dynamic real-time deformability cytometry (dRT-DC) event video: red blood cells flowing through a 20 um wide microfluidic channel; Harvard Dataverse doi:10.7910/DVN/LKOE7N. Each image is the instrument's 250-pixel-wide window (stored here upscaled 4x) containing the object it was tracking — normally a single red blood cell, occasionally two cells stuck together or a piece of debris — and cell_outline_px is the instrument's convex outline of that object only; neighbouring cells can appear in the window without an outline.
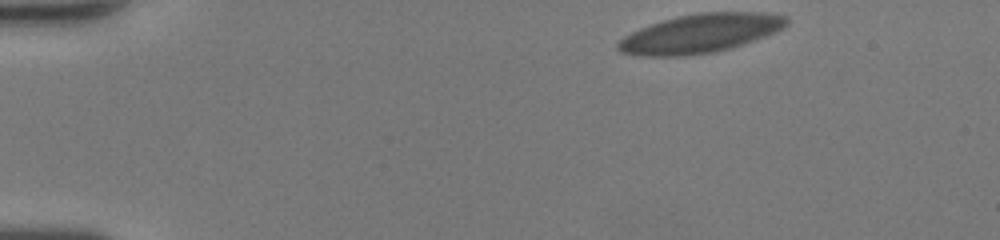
{"species": "human", "species_latin": "Homo sapiens", "temperature_condition": "room temperature", "stored_images_in_passage": 46, "camera_frame_rate_fps": 3000, "um_per_image_px": 0.085, "donor": {"sex": "female"}, "frame": {"image": 1, "passage_image": 1, "time_ms": 0.0, "image_size_px": [1000, 240], "cell_outline_px": [[788, 24], [784, 28], [776, 32], [744, 44], [732, 48], [716, 52], [684, 56], [640, 56], [620, 52], [616, 48], [616, 44], [624, 36], [640, 28], [676, 16], [700, 12], [768, 12], [788, 16]], "centroid_in_image_um": [59.56, 2.84], "position_along_channel_um": 25.4, "area_um2": 38.49}}
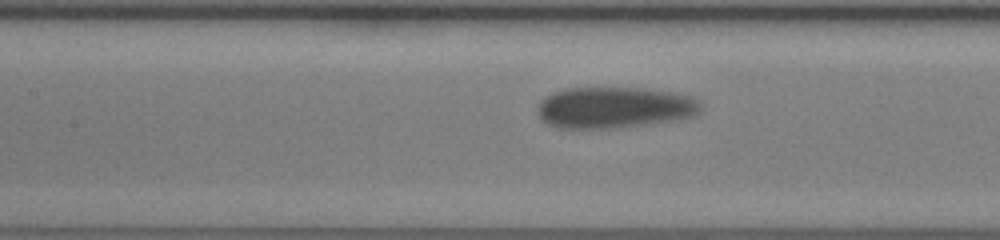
{"frame": {"image": 2, "passage_image": 19, "time_ms": 6.0, "image_size_px": [1000, 240], "cell_outline_px": [[700, 112], [696, 116], [680, 120], [616, 128], [556, 128], [544, 124], [540, 120], [536, 112], [540, 100], [552, 92], [564, 88], [644, 88], [672, 92], [692, 96], [700, 104]], "centroid_in_image_um": [52.19, 9.15], "position_along_channel_um": 155.2, "area_um2": 39.94}}
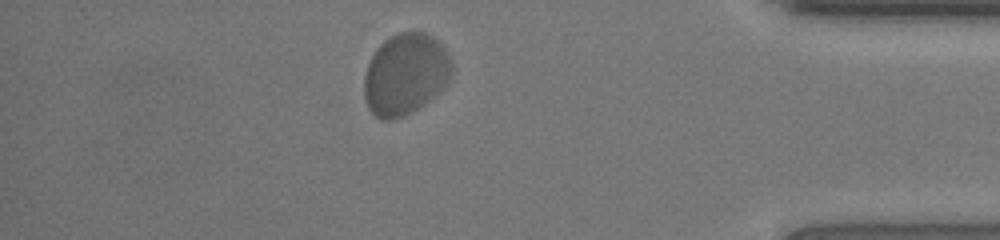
{"frame": {"image": 3, "passage_image": 40, "time_ms": 13.0, "image_size_px": [1000, 240], "cell_outline_px": [[452, 72], [444, 88], [440, 92], [424, 104], [412, 112], [404, 116], [392, 120], [380, 120], [368, 108], [364, 96], [364, 76], [368, 64], [376, 48], [384, 40], [400, 32], [424, 32], [432, 36], [444, 48], [452, 60]], "centroid_in_image_um": [34.46, 6.32], "position_along_channel_um": 400.7, "area_um2": 41.73}, "authors_computed_cell_mechanics": {"area_um2": 39.4196, "velocity_mm_per_s": 3.9484, "shape_relaxation_time_tau1_ms": 8.5878, "shape_relaxation_time_tau2_ms": null, "deformation_change_tau1": 0.121, "deformation_change_tau2": null}}